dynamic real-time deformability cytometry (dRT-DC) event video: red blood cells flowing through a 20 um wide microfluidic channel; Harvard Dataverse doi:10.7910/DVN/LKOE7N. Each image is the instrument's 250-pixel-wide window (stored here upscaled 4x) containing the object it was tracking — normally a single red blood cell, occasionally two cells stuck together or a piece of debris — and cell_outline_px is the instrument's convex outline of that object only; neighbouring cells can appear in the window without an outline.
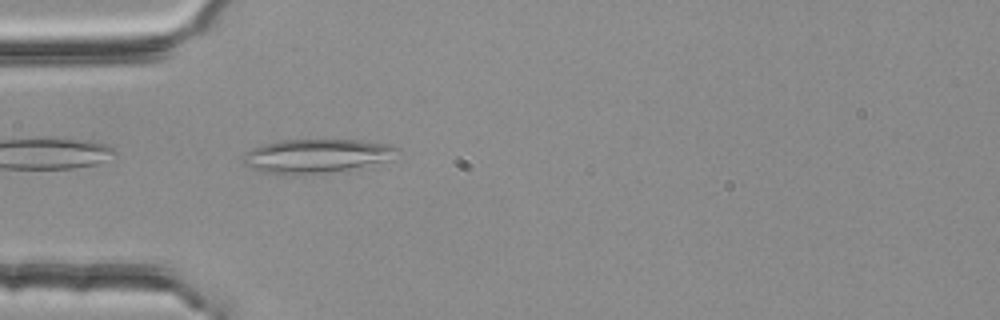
{"species": "common noctule bat (a hibernating species)", "species_latin": "Nyctalus noctula", "temperature_condition": "room temperature", "stored_images_in_passage": 37, "camera_frame_rate_fps": 3000, "um_per_image_px": 0.085, "animal": {"sex": "female", "body_mass_g": 25.1}, "frame": {"image": 1, "passage_image": 1, "time_ms": 0.0, "image_size_px": [1000, 320], "cell_outline_px": [[400, 152], [392, 160], [348, 168], [296, 176], [260, 172], [244, 164], [240, 160], [240, 156], [244, 152], [260, 144], [280, 140], [360, 140], [388, 144], [400, 148]], "centroid_in_image_um": [26.83, 13.25], "position_along_channel_um": 58.2, "area_um2": 30.75}}
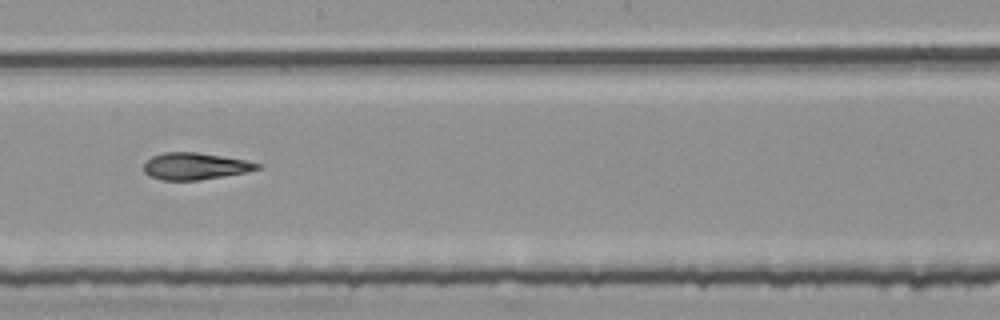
{"frame": {"image": 2, "passage_image": 15, "time_ms": 4.667, "image_size_px": [1000, 320], "cell_outline_px": [[260, 168], [244, 172], [224, 176], [200, 180], [160, 180], [144, 172], [144, 164], [152, 156], [164, 152], [196, 152], [248, 160], [260, 164]], "centroid_in_image_um": [16.58, 14.12], "position_along_channel_um": 231.6, "area_um2": 17.63}}
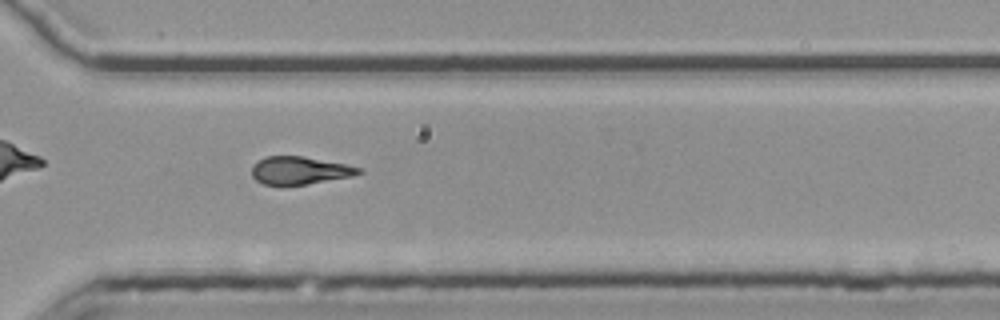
{"frame": {"image": 3, "passage_image": 24, "time_ms": 7.667, "image_size_px": [1000, 320], "cell_outline_px": [[364, 172], [352, 176], [308, 184], [264, 184], [256, 180], [252, 176], [252, 164], [264, 156], [304, 156], [364, 168]], "centroid_in_image_um": [25.48, 14.47], "position_along_channel_um": 345.1, "area_um2": 17.28}, "authors_computed_cell_mechanics": {"area_um2": 17.9758, "velocity_mm_per_s": 3.7924, "shape_relaxation_time_tau1_ms": null, "shape_relaxation_time_tau2_ms": 3.7683, "deformation_change_tau1": null, "deformation_change_tau2": 0.1378}}